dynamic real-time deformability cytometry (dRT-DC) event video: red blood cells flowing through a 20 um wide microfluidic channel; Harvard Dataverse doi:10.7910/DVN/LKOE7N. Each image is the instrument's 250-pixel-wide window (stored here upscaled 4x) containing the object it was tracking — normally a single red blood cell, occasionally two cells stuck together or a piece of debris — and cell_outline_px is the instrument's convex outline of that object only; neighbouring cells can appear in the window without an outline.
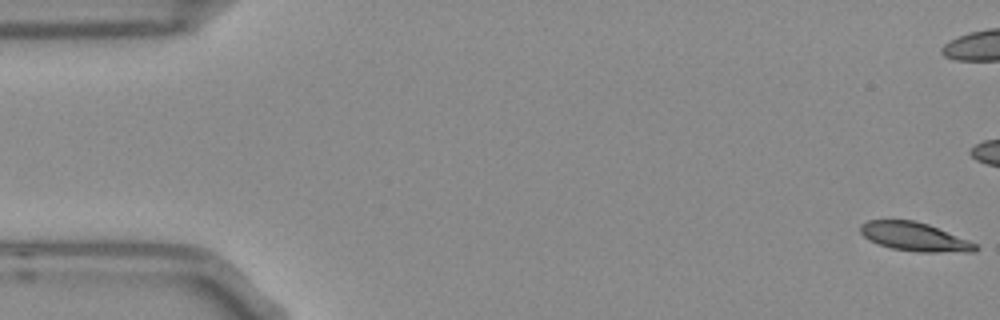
{"species": "Egyptian fruit bat (a non-hibernating species)", "species_latin": "Rousettus aegyptiacus", "temperature_condition": "room temperature", "stored_images_in_passage": 55, "camera_frame_rate_fps": 3000, "um_per_image_px": 0.085, "frame": {"image": 1, "passage_image": 1, "time_ms": 0.0, "image_size_px": [1000, 320], "cell_outline_px": [[980, 248], [976, 252], [920, 252], [892, 248], [868, 240], [860, 232], [860, 224], [868, 220], [912, 220], [928, 224], [968, 240], [976, 244]], "centroid_in_image_um": [77.75, 20.13], "position_along_channel_um": 7.3, "area_um2": 19.13}}
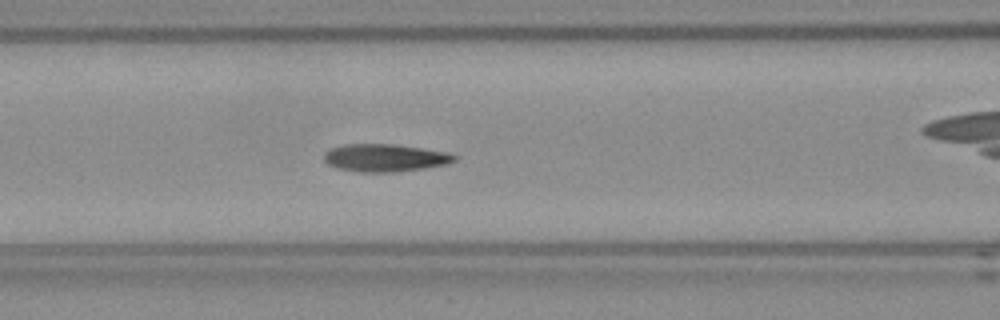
{"frame": {"image": 2, "passage_image": 22, "time_ms": 7.0, "image_size_px": [1000, 320], "cell_outline_px": [[456, 160], [448, 164], [424, 168], [396, 172], [360, 172], [336, 168], [328, 164], [324, 160], [324, 152], [332, 148], [344, 144], [392, 144], [448, 152], [456, 156]], "centroid_in_image_um": [32.71, 13.42], "position_along_channel_um": 133.9, "area_um2": 20.98}}
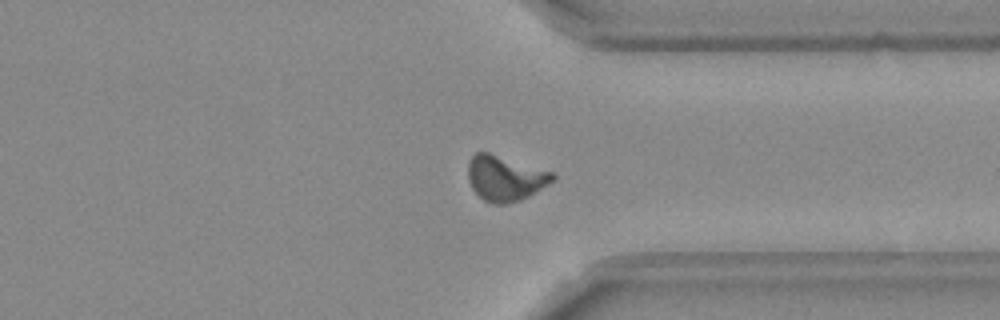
{"frame": {"image": 3, "passage_image": 41, "time_ms": 13.333, "image_size_px": [1000, 320], "cell_outline_px": [[556, 180], [528, 196], [520, 200], [504, 204], [496, 204], [484, 200], [472, 188], [468, 180], [468, 160], [476, 152], [488, 152], [552, 172], [556, 176]], "centroid_in_image_um": [42.93, 15.14], "position_along_channel_um": 368.5, "area_um2": 22.14}, "authors_computed_cell_mechanics": {"area_um2": 20.6346, "velocity_mm_per_s": 3.7368, "shape_relaxation_time_tau1_ms": 5.5001, "shape_relaxation_time_tau2_ms": 2.5286, "deformation_change_tau1": 0.1887, "deformation_change_tau2": 0.1026}}